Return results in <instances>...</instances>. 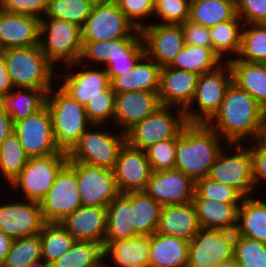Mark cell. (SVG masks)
I'll return each instance as SVG.
<instances>
[{"label": "cell", "mask_w": 266, "mask_h": 267, "mask_svg": "<svg viewBox=\"0 0 266 267\" xmlns=\"http://www.w3.org/2000/svg\"><path fill=\"white\" fill-rule=\"evenodd\" d=\"M265 110L246 91L233 82L227 88L224 99L207 124L226 144H241L260 139L263 133ZM248 138V139H247Z\"/></svg>", "instance_id": "1"}, {"label": "cell", "mask_w": 266, "mask_h": 267, "mask_svg": "<svg viewBox=\"0 0 266 267\" xmlns=\"http://www.w3.org/2000/svg\"><path fill=\"white\" fill-rule=\"evenodd\" d=\"M221 136L207 123H187L176 138L174 169L194 182L206 177L223 149Z\"/></svg>", "instance_id": "2"}, {"label": "cell", "mask_w": 266, "mask_h": 267, "mask_svg": "<svg viewBox=\"0 0 266 267\" xmlns=\"http://www.w3.org/2000/svg\"><path fill=\"white\" fill-rule=\"evenodd\" d=\"M0 52L15 88H35L46 93L52 89L57 71L55 73V66L43 54L40 45L6 48Z\"/></svg>", "instance_id": "3"}, {"label": "cell", "mask_w": 266, "mask_h": 267, "mask_svg": "<svg viewBox=\"0 0 266 267\" xmlns=\"http://www.w3.org/2000/svg\"><path fill=\"white\" fill-rule=\"evenodd\" d=\"M47 93L45 105L51 119L53 136L60 150L68 152L91 126L85 106L66 93L59 85ZM54 91V94H53Z\"/></svg>", "instance_id": "4"}, {"label": "cell", "mask_w": 266, "mask_h": 267, "mask_svg": "<svg viewBox=\"0 0 266 267\" xmlns=\"http://www.w3.org/2000/svg\"><path fill=\"white\" fill-rule=\"evenodd\" d=\"M100 126L105 127V124H91L86 129L67 152L68 162H82L113 171L119 151L126 143L125 133H116L115 130L112 133L109 130L105 132L99 129Z\"/></svg>", "instance_id": "5"}, {"label": "cell", "mask_w": 266, "mask_h": 267, "mask_svg": "<svg viewBox=\"0 0 266 267\" xmlns=\"http://www.w3.org/2000/svg\"><path fill=\"white\" fill-rule=\"evenodd\" d=\"M39 36L41 51L55 67L60 63L66 68L79 61L82 40L78 25L57 18H42Z\"/></svg>", "instance_id": "6"}, {"label": "cell", "mask_w": 266, "mask_h": 267, "mask_svg": "<svg viewBox=\"0 0 266 267\" xmlns=\"http://www.w3.org/2000/svg\"><path fill=\"white\" fill-rule=\"evenodd\" d=\"M68 161L67 153L29 158L21 173L10 183V186L15 191L21 189L24 200L40 203Z\"/></svg>", "instance_id": "7"}, {"label": "cell", "mask_w": 266, "mask_h": 267, "mask_svg": "<svg viewBox=\"0 0 266 267\" xmlns=\"http://www.w3.org/2000/svg\"><path fill=\"white\" fill-rule=\"evenodd\" d=\"M161 106L154 113L138 122L125 133L126 143L136 149L146 150L151 145L166 139H176L188 123L184 110ZM174 114V115H173Z\"/></svg>", "instance_id": "8"}, {"label": "cell", "mask_w": 266, "mask_h": 267, "mask_svg": "<svg viewBox=\"0 0 266 267\" xmlns=\"http://www.w3.org/2000/svg\"><path fill=\"white\" fill-rule=\"evenodd\" d=\"M231 83L232 73L227 62L214 71L199 75L194 98L184 111L187 122L207 123L218 111ZM193 107L198 108L197 111Z\"/></svg>", "instance_id": "9"}, {"label": "cell", "mask_w": 266, "mask_h": 267, "mask_svg": "<svg viewBox=\"0 0 266 267\" xmlns=\"http://www.w3.org/2000/svg\"><path fill=\"white\" fill-rule=\"evenodd\" d=\"M245 148L242 144H226L216 158L214 164L210 167L208 178L236 189L243 197H249L255 191L252 176V155L250 145ZM231 148V150H230ZM225 150V151H224ZM227 153V154H226Z\"/></svg>", "instance_id": "10"}, {"label": "cell", "mask_w": 266, "mask_h": 267, "mask_svg": "<svg viewBox=\"0 0 266 267\" xmlns=\"http://www.w3.org/2000/svg\"><path fill=\"white\" fill-rule=\"evenodd\" d=\"M140 30L123 14L116 2L92 6L81 27L82 42L137 38Z\"/></svg>", "instance_id": "11"}, {"label": "cell", "mask_w": 266, "mask_h": 267, "mask_svg": "<svg viewBox=\"0 0 266 267\" xmlns=\"http://www.w3.org/2000/svg\"><path fill=\"white\" fill-rule=\"evenodd\" d=\"M235 231L200 228L189 242L186 267H215L233 258Z\"/></svg>", "instance_id": "12"}, {"label": "cell", "mask_w": 266, "mask_h": 267, "mask_svg": "<svg viewBox=\"0 0 266 267\" xmlns=\"http://www.w3.org/2000/svg\"><path fill=\"white\" fill-rule=\"evenodd\" d=\"M76 172L82 206L106 207L119 194L114 172L82 162H68Z\"/></svg>", "instance_id": "13"}, {"label": "cell", "mask_w": 266, "mask_h": 267, "mask_svg": "<svg viewBox=\"0 0 266 267\" xmlns=\"http://www.w3.org/2000/svg\"><path fill=\"white\" fill-rule=\"evenodd\" d=\"M14 123L13 131L29 158L55 153H67L56 145L50 112L46 105L36 112Z\"/></svg>", "instance_id": "14"}, {"label": "cell", "mask_w": 266, "mask_h": 267, "mask_svg": "<svg viewBox=\"0 0 266 267\" xmlns=\"http://www.w3.org/2000/svg\"><path fill=\"white\" fill-rule=\"evenodd\" d=\"M40 204L44 221L51 223H60L82 206L76 172L68 164Z\"/></svg>", "instance_id": "15"}, {"label": "cell", "mask_w": 266, "mask_h": 267, "mask_svg": "<svg viewBox=\"0 0 266 267\" xmlns=\"http://www.w3.org/2000/svg\"><path fill=\"white\" fill-rule=\"evenodd\" d=\"M145 54L161 68L169 66L185 46L181 25L147 24L140 30Z\"/></svg>", "instance_id": "16"}, {"label": "cell", "mask_w": 266, "mask_h": 267, "mask_svg": "<svg viewBox=\"0 0 266 267\" xmlns=\"http://www.w3.org/2000/svg\"><path fill=\"white\" fill-rule=\"evenodd\" d=\"M21 200L0 204V229L12 239L37 234L46 223L39 202Z\"/></svg>", "instance_id": "17"}, {"label": "cell", "mask_w": 266, "mask_h": 267, "mask_svg": "<svg viewBox=\"0 0 266 267\" xmlns=\"http://www.w3.org/2000/svg\"><path fill=\"white\" fill-rule=\"evenodd\" d=\"M113 172L119 192L125 194L144 191L153 171L146 152L125 143L119 151Z\"/></svg>", "instance_id": "18"}, {"label": "cell", "mask_w": 266, "mask_h": 267, "mask_svg": "<svg viewBox=\"0 0 266 267\" xmlns=\"http://www.w3.org/2000/svg\"><path fill=\"white\" fill-rule=\"evenodd\" d=\"M144 192L162 206L185 204L193 199L195 182L176 169L152 172Z\"/></svg>", "instance_id": "19"}, {"label": "cell", "mask_w": 266, "mask_h": 267, "mask_svg": "<svg viewBox=\"0 0 266 267\" xmlns=\"http://www.w3.org/2000/svg\"><path fill=\"white\" fill-rule=\"evenodd\" d=\"M158 92L133 91L115 95L114 126L122 133L161 107Z\"/></svg>", "instance_id": "20"}, {"label": "cell", "mask_w": 266, "mask_h": 267, "mask_svg": "<svg viewBox=\"0 0 266 267\" xmlns=\"http://www.w3.org/2000/svg\"><path fill=\"white\" fill-rule=\"evenodd\" d=\"M198 78L191 71L162 67L158 92L161 105L185 111L194 98Z\"/></svg>", "instance_id": "21"}, {"label": "cell", "mask_w": 266, "mask_h": 267, "mask_svg": "<svg viewBox=\"0 0 266 267\" xmlns=\"http://www.w3.org/2000/svg\"><path fill=\"white\" fill-rule=\"evenodd\" d=\"M72 70L69 72L68 68L69 74L58 72L57 76L63 77L60 87L73 99L85 106L89 100L97 96H104V90L110 85L105 68L94 69L90 65L83 64L82 70L81 68L78 69L79 71Z\"/></svg>", "instance_id": "22"}, {"label": "cell", "mask_w": 266, "mask_h": 267, "mask_svg": "<svg viewBox=\"0 0 266 267\" xmlns=\"http://www.w3.org/2000/svg\"><path fill=\"white\" fill-rule=\"evenodd\" d=\"M60 224L77 240L104 246L107 231L106 207L80 206Z\"/></svg>", "instance_id": "23"}, {"label": "cell", "mask_w": 266, "mask_h": 267, "mask_svg": "<svg viewBox=\"0 0 266 267\" xmlns=\"http://www.w3.org/2000/svg\"><path fill=\"white\" fill-rule=\"evenodd\" d=\"M40 19L0 9V51L39 45Z\"/></svg>", "instance_id": "24"}, {"label": "cell", "mask_w": 266, "mask_h": 267, "mask_svg": "<svg viewBox=\"0 0 266 267\" xmlns=\"http://www.w3.org/2000/svg\"><path fill=\"white\" fill-rule=\"evenodd\" d=\"M143 46L141 34L137 38H123L99 42H82L81 56L78 62L66 65L67 68L80 67L83 63L102 65L104 67L111 59L118 56H133ZM90 60L88 63L87 61ZM86 62V63H84ZM95 62V63H94ZM80 65V66H79Z\"/></svg>", "instance_id": "25"}, {"label": "cell", "mask_w": 266, "mask_h": 267, "mask_svg": "<svg viewBox=\"0 0 266 267\" xmlns=\"http://www.w3.org/2000/svg\"><path fill=\"white\" fill-rule=\"evenodd\" d=\"M201 228L191 202L162 206L157 232L190 242Z\"/></svg>", "instance_id": "26"}, {"label": "cell", "mask_w": 266, "mask_h": 267, "mask_svg": "<svg viewBox=\"0 0 266 267\" xmlns=\"http://www.w3.org/2000/svg\"><path fill=\"white\" fill-rule=\"evenodd\" d=\"M161 67L146 54L134 68L113 78L110 85L115 94L133 91L159 92Z\"/></svg>", "instance_id": "27"}, {"label": "cell", "mask_w": 266, "mask_h": 267, "mask_svg": "<svg viewBox=\"0 0 266 267\" xmlns=\"http://www.w3.org/2000/svg\"><path fill=\"white\" fill-rule=\"evenodd\" d=\"M191 203L201 228L236 230L240 203H223L200 198L196 193Z\"/></svg>", "instance_id": "28"}, {"label": "cell", "mask_w": 266, "mask_h": 267, "mask_svg": "<svg viewBox=\"0 0 266 267\" xmlns=\"http://www.w3.org/2000/svg\"><path fill=\"white\" fill-rule=\"evenodd\" d=\"M149 250L150 236H137L104 245L103 259L111 258L116 267H149Z\"/></svg>", "instance_id": "29"}, {"label": "cell", "mask_w": 266, "mask_h": 267, "mask_svg": "<svg viewBox=\"0 0 266 267\" xmlns=\"http://www.w3.org/2000/svg\"><path fill=\"white\" fill-rule=\"evenodd\" d=\"M231 69L232 82L246 91L266 111V65L244 62L236 57L226 61Z\"/></svg>", "instance_id": "30"}, {"label": "cell", "mask_w": 266, "mask_h": 267, "mask_svg": "<svg viewBox=\"0 0 266 267\" xmlns=\"http://www.w3.org/2000/svg\"><path fill=\"white\" fill-rule=\"evenodd\" d=\"M189 242L155 232L150 236L149 267H186Z\"/></svg>", "instance_id": "31"}, {"label": "cell", "mask_w": 266, "mask_h": 267, "mask_svg": "<svg viewBox=\"0 0 266 267\" xmlns=\"http://www.w3.org/2000/svg\"><path fill=\"white\" fill-rule=\"evenodd\" d=\"M106 210L107 231L104 245L138 236L133 227L132 192L120 193L106 206Z\"/></svg>", "instance_id": "32"}, {"label": "cell", "mask_w": 266, "mask_h": 267, "mask_svg": "<svg viewBox=\"0 0 266 267\" xmlns=\"http://www.w3.org/2000/svg\"><path fill=\"white\" fill-rule=\"evenodd\" d=\"M237 235L266 243V200L244 197L238 208Z\"/></svg>", "instance_id": "33"}, {"label": "cell", "mask_w": 266, "mask_h": 267, "mask_svg": "<svg viewBox=\"0 0 266 267\" xmlns=\"http://www.w3.org/2000/svg\"><path fill=\"white\" fill-rule=\"evenodd\" d=\"M47 93L35 88H14L0 98V106L13 122L27 118L45 106Z\"/></svg>", "instance_id": "34"}, {"label": "cell", "mask_w": 266, "mask_h": 267, "mask_svg": "<svg viewBox=\"0 0 266 267\" xmlns=\"http://www.w3.org/2000/svg\"><path fill=\"white\" fill-rule=\"evenodd\" d=\"M236 15V4L233 0H191L188 20L211 28L232 20Z\"/></svg>", "instance_id": "35"}, {"label": "cell", "mask_w": 266, "mask_h": 267, "mask_svg": "<svg viewBox=\"0 0 266 267\" xmlns=\"http://www.w3.org/2000/svg\"><path fill=\"white\" fill-rule=\"evenodd\" d=\"M224 62L212 48L185 45L169 67L202 75L216 70Z\"/></svg>", "instance_id": "36"}, {"label": "cell", "mask_w": 266, "mask_h": 267, "mask_svg": "<svg viewBox=\"0 0 266 267\" xmlns=\"http://www.w3.org/2000/svg\"><path fill=\"white\" fill-rule=\"evenodd\" d=\"M236 15L232 20L221 22L209 28L213 51L223 59L231 54L225 62L237 57L241 48L242 29L244 23ZM233 55V57H231ZM224 57V58H223Z\"/></svg>", "instance_id": "37"}, {"label": "cell", "mask_w": 266, "mask_h": 267, "mask_svg": "<svg viewBox=\"0 0 266 267\" xmlns=\"http://www.w3.org/2000/svg\"><path fill=\"white\" fill-rule=\"evenodd\" d=\"M162 205L144 191L132 192V217L138 236H151L157 232Z\"/></svg>", "instance_id": "38"}, {"label": "cell", "mask_w": 266, "mask_h": 267, "mask_svg": "<svg viewBox=\"0 0 266 267\" xmlns=\"http://www.w3.org/2000/svg\"><path fill=\"white\" fill-rule=\"evenodd\" d=\"M39 234L42 260L50 265L62 257L76 241L60 223L46 222Z\"/></svg>", "instance_id": "39"}, {"label": "cell", "mask_w": 266, "mask_h": 267, "mask_svg": "<svg viewBox=\"0 0 266 267\" xmlns=\"http://www.w3.org/2000/svg\"><path fill=\"white\" fill-rule=\"evenodd\" d=\"M28 159L17 134L11 132L0 146V175L8 185L21 173Z\"/></svg>", "instance_id": "40"}, {"label": "cell", "mask_w": 266, "mask_h": 267, "mask_svg": "<svg viewBox=\"0 0 266 267\" xmlns=\"http://www.w3.org/2000/svg\"><path fill=\"white\" fill-rule=\"evenodd\" d=\"M103 259V246L90 241H75L72 247L51 267H97Z\"/></svg>", "instance_id": "41"}, {"label": "cell", "mask_w": 266, "mask_h": 267, "mask_svg": "<svg viewBox=\"0 0 266 267\" xmlns=\"http://www.w3.org/2000/svg\"><path fill=\"white\" fill-rule=\"evenodd\" d=\"M236 58L244 62H266V24L243 26L241 48Z\"/></svg>", "instance_id": "42"}, {"label": "cell", "mask_w": 266, "mask_h": 267, "mask_svg": "<svg viewBox=\"0 0 266 267\" xmlns=\"http://www.w3.org/2000/svg\"><path fill=\"white\" fill-rule=\"evenodd\" d=\"M38 260H42L39 233L13 239L1 267H27Z\"/></svg>", "instance_id": "43"}, {"label": "cell", "mask_w": 266, "mask_h": 267, "mask_svg": "<svg viewBox=\"0 0 266 267\" xmlns=\"http://www.w3.org/2000/svg\"><path fill=\"white\" fill-rule=\"evenodd\" d=\"M91 9L87 0H48L43 18H57L82 27Z\"/></svg>", "instance_id": "44"}, {"label": "cell", "mask_w": 266, "mask_h": 267, "mask_svg": "<svg viewBox=\"0 0 266 267\" xmlns=\"http://www.w3.org/2000/svg\"><path fill=\"white\" fill-rule=\"evenodd\" d=\"M233 259L239 267H266V243L236 234Z\"/></svg>", "instance_id": "45"}, {"label": "cell", "mask_w": 266, "mask_h": 267, "mask_svg": "<svg viewBox=\"0 0 266 267\" xmlns=\"http://www.w3.org/2000/svg\"><path fill=\"white\" fill-rule=\"evenodd\" d=\"M195 193L200 198L223 203H241L244 198L236 189L207 176L195 182Z\"/></svg>", "instance_id": "46"}, {"label": "cell", "mask_w": 266, "mask_h": 267, "mask_svg": "<svg viewBox=\"0 0 266 267\" xmlns=\"http://www.w3.org/2000/svg\"><path fill=\"white\" fill-rule=\"evenodd\" d=\"M115 92L109 85L104 90V96H97L85 105L88 120L92 124H113L115 113Z\"/></svg>", "instance_id": "47"}, {"label": "cell", "mask_w": 266, "mask_h": 267, "mask_svg": "<svg viewBox=\"0 0 266 267\" xmlns=\"http://www.w3.org/2000/svg\"><path fill=\"white\" fill-rule=\"evenodd\" d=\"M190 1L191 0H155L154 17L158 20L154 23L173 25L184 23L189 19Z\"/></svg>", "instance_id": "48"}, {"label": "cell", "mask_w": 266, "mask_h": 267, "mask_svg": "<svg viewBox=\"0 0 266 267\" xmlns=\"http://www.w3.org/2000/svg\"><path fill=\"white\" fill-rule=\"evenodd\" d=\"M175 150L176 139L162 140L148 147L145 152L152 171L158 172L174 169Z\"/></svg>", "instance_id": "49"}, {"label": "cell", "mask_w": 266, "mask_h": 267, "mask_svg": "<svg viewBox=\"0 0 266 267\" xmlns=\"http://www.w3.org/2000/svg\"><path fill=\"white\" fill-rule=\"evenodd\" d=\"M154 2L155 0H116L119 9L139 30L147 25L146 18L150 19L154 15Z\"/></svg>", "instance_id": "50"}, {"label": "cell", "mask_w": 266, "mask_h": 267, "mask_svg": "<svg viewBox=\"0 0 266 267\" xmlns=\"http://www.w3.org/2000/svg\"><path fill=\"white\" fill-rule=\"evenodd\" d=\"M48 0H0V9L10 14L28 15L42 19Z\"/></svg>", "instance_id": "51"}, {"label": "cell", "mask_w": 266, "mask_h": 267, "mask_svg": "<svg viewBox=\"0 0 266 267\" xmlns=\"http://www.w3.org/2000/svg\"><path fill=\"white\" fill-rule=\"evenodd\" d=\"M236 14L245 24H266V0H237Z\"/></svg>", "instance_id": "52"}, {"label": "cell", "mask_w": 266, "mask_h": 267, "mask_svg": "<svg viewBox=\"0 0 266 267\" xmlns=\"http://www.w3.org/2000/svg\"><path fill=\"white\" fill-rule=\"evenodd\" d=\"M252 155V176L254 186L258 188L261 181L266 183V143L260 138L250 144Z\"/></svg>", "instance_id": "53"}, {"label": "cell", "mask_w": 266, "mask_h": 267, "mask_svg": "<svg viewBox=\"0 0 266 267\" xmlns=\"http://www.w3.org/2000/svg\"><path fill=\"white\" fill-rule=\"evenodd\" d=\"M180 25L183 31L185 45H197L201 47L212 48L209 28L193 23L190 20H186Z\"/></svg>", "instance_id": "54"}, {"label": "cell", "mask_w": 266, "mask_h": 267, "mask_svg": "<svg viewBox=\"0 0 266 267\" xmlns=\"http://www.w3.org/2000/svg\"><path fill=\"white\" fill-rule=\"evenodd\" d=\"M144 55L145 47L143 45L133 56H118L111 59L104 67L109 81L134 68Z\"/></svg>", "instance_id": "55"}, {"label": "cell", "mask_w": 266, "mask_h": 267, "mask_svg": "<svg viewBox=\"0 0 266 267\" xmlns=\"http://www.w3.org/2000/svg\"><path fill=\"white\" fill-rule=\"evenodd\" d=\"M15 87L12 84L10 75L7 71L6 62L3 54L0 52V98L9 93Z\"/></svg>", "instance_id": "56"}, {"label": "cell", "mask_w": 266, "mask_h": 267, "mask_svg": "<svg viewBox=\"0 0 266 267\" xmlns=\"http://www.w3.org/2000/svg\"><path fill=\"white\" fill-rule=\"evenodd\" d=\"M14 123L11 116L0 106V146L6 137L13 132Z\"/></svg>", "instance_id": "57"}, {"label": "cell", "mask_w": 266, "mask_h": 267, "mask_svg": "<svg viewBox=\"0 0 266 267\" xmlns=\"http://www.w3.org/2000/svg\"><path fill=\"white\" fill-rule=\"evenodd\" d=\"M12 241L13 239L0 229V267L2 266L5 257L10 250Z\"/></svg>", "instance_id": "58"}, {"label": "cell", "mask_w": 266, "mask_h": 267, "mask_svg": "<svg viewBox=\"0 0 266 267\" xmlns=\"http://www.w3.org/2000/svg\"><path fill=\"white\" fill-rule=\"evenodd\" d=\"M215 267H239V266L237 262L232 258L228 261L217 264Z\"/></svg>", "instance_id": "59"}, {"label": "cell", "mask_w": 266, "mask_h": 267, "mask_svg": "<svg viewBox=\"0 0 266 267\" xmlns=\"http://www.w3.org/2000/svg\"><path fill=\"white\" fill-rule=\"evenodd\" d=\"M92 6L105 5L116 2V0H87Z\"/></svg>", "instance_id": "60"}, {"label": "cell", "mask_w": 266, "mask_h": 267, "mask_svg": "<svg viewBox=\"0 0 266 267\" xmlns=\"http://www.w3.org/2000/svg\"><path fill=\"white\" fill-rule=\"evenodd\" d=\"M27 267H51V265L47 264L43 260H38V261L30 263Z\"/></svg>", "instance_id": "61"}, {"label": "cell", "mask_w": 266, "mask_h": 267, "mask_svg": "<svg viewBox=\"0 0 266 267\" xmlns=\"http://www.w3.org/2000/svg\"><path fill=\"white\" fill-rule=\"evenodd\" d=\"M261 139L266 143V112L264 115L263 133Z\"/></svg>", "instance_id": "62"}, {"label": "cell", "mask_w": 266, "mask_h": 267, "mask_svg": "<svg viewBox=\"0 0 266 267\" xmlns=\"http://www.w3.org/2000/svg\"><path fill=\"white\" fill-rule=\"evenodd\" d=\"M106 263L107 262H105V261H103L99 266H97V267H106Z\"/></svg>", "instance_id": "63"}]
</instances>
